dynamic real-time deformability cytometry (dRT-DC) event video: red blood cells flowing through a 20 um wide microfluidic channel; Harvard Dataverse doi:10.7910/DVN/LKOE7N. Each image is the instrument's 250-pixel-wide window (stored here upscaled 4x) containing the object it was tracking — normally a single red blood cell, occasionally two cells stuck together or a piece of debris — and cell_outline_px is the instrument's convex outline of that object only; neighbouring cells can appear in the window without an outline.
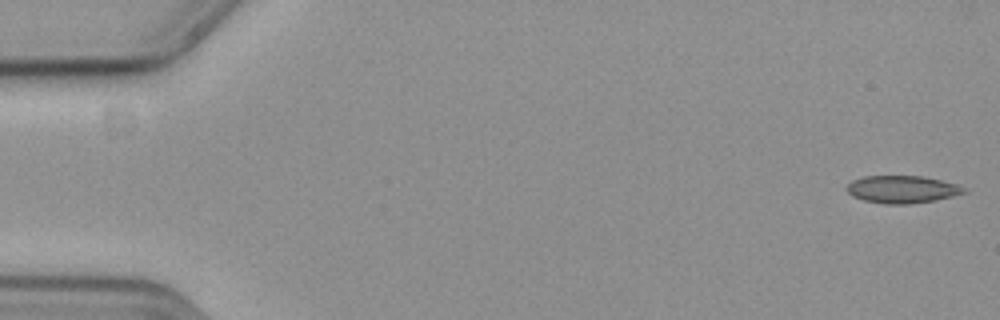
{"species": "common noctule bat (a hibernating species)", "species_latin": "Nyctalus noctula", "temperature_condition": "cold", "stored_images_in_passage": 52, "camera_frame_rate_fps": 3000, "um_per_image_px": 0.085, "animal": {"sex": "female", "body_mass_g": 19.3, "forearm_length_mm": 54.1}, "frame": {"image": 1, "passage_image": 1, "time_ms": 0.0, "image_size_px": [1000, 320], "cell_outline_px": [[968, 192], [936, 200], [912, 204], [884, 204], [864, 200], [852, 196], [848, 192], [848, 184], [852, 180], [864, 176], [924, 176], [956, 184], [964, 188]], "centroid_in_image_um": [76.69, 16.1], "position_along_channel_um": 8.3, "area_um2": 18.73}}
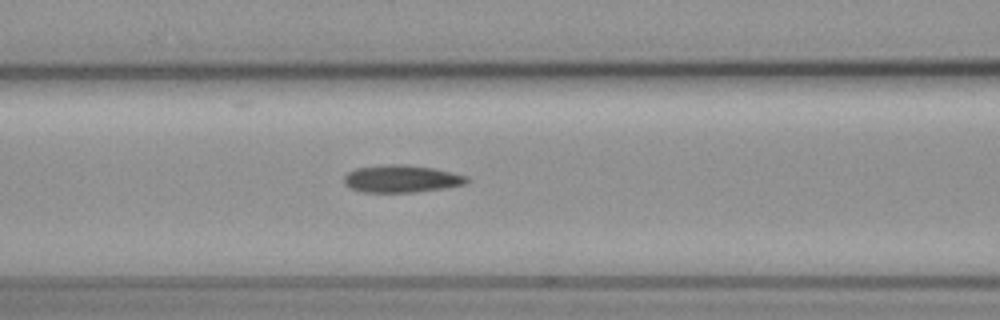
{"frame": {"image": 2, "passage_image": 24, "time_ms": 7.667, "image_size_px": [1000, 320], "cell_outline_px": [[468, 180], [464, 184], [440, 188], [412, 192], [364, 192], [352, 188], [344, 184], [344, 176], [348, 172], [356, 168], [388, 164], [404, 164], [432, 168], [452, 172], [468, 176]], "centroid_in_image_um": [34.09, 15.18], "position_along_channel_um": 132.5, "area_um2": 19.31}}
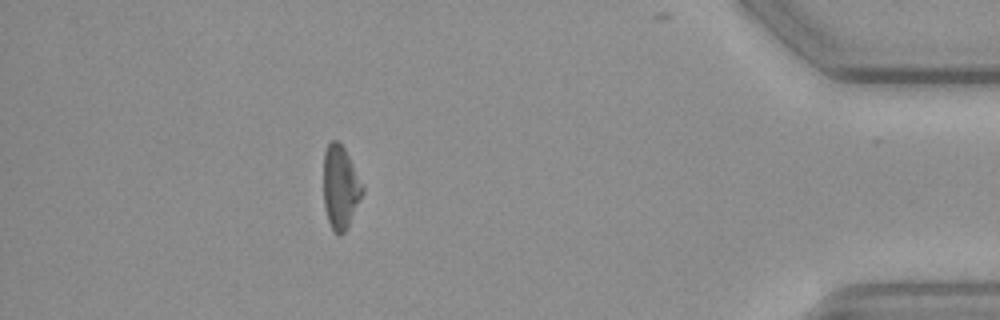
{"frame": {"image": 3, "passage_image": 51, "time_ms": 16.667, "image_size_px": [1000, 320], "cell_outline_px": [[364, 192], [348, 228], [340, 236], [336, 236], [328, 220], [324, 208], [324, 152], [328, 144], [332, 140], [336, 140], [344, 148], [364, 184]], "centroid_in_image_um": [28.95, 15.96], "position_along_channel_um": 406.2, "area_um2": 19.13}}